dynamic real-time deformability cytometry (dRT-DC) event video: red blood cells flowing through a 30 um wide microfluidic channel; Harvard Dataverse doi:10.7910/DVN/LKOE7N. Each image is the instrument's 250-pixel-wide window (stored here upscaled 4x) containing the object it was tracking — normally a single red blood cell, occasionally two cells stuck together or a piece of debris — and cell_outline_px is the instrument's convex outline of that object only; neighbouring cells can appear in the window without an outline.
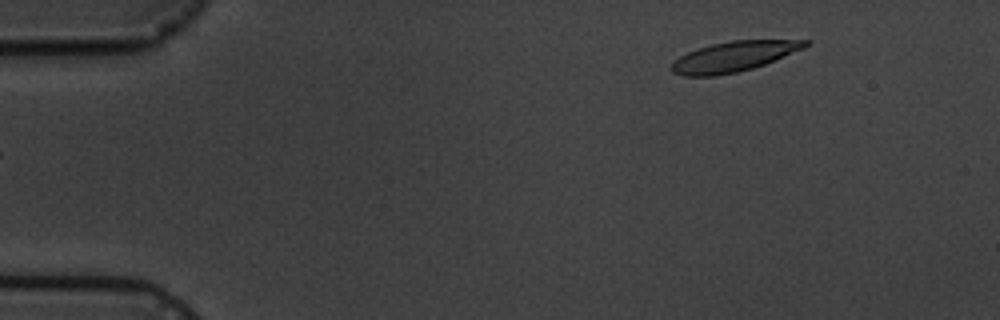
{"species": "common noctule bat (a hibernating species)", "species_latin": "Nyctalus noctula", "temperature_condition": "cold", "stored_images_in_passage": 6, "segment_of_instrument_passage": [2, 2], "camera_frame_rate_fps": 3000, "um_per_image_px": 0.085, "animal": {"sex": "male", "body_mass_g": 19.5, "forearm_length_mm": 54.6}, "frame": {"image": 1, "passage_image": 6, "time_ms": 5.667, "image_size_px": [1000, 320], "cell_outline_px": [[812, 44], [804, 48], [764, 64], [752, 68], [736, 72], [716, 76], [684, 76], [672, 72], [668, 68], [680, 56], [688, 52], [712, 44], [732, 40], [812, 40]], "centroid_in_image_um": [62.38, 4.8], "position_along_channel_um": 22.6, "area_um2": 23.35}}